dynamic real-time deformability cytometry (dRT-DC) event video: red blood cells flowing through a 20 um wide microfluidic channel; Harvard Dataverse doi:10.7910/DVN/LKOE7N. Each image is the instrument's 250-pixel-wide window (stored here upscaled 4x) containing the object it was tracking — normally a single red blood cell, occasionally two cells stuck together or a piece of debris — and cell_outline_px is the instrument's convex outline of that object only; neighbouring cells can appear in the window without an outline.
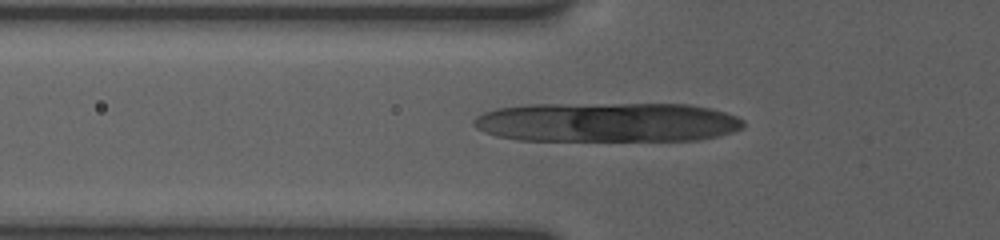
{"species": "human", "species_latin": "Homo sapiens", "temperature_condition": "room temperature", "stored_images_in_passage": 31, "camera_frame_rate_fps": 3000, "um_per_image_px": 0.085, "donor": {"sex": "female"}, "frame": {"image": 1, "passage_image": 3, "time_ms": 0.333, "image_size_px": [1000, 240], "cell_outline_px": [[744, 124], [740, 128], [732, 132], [716, 136], [696, 140], [516, 140], [496, 136], [484, 132], [476, 128], [472, 124], [472, 120], [476, 116], [484, 112], [496, 108], [524, 104], [688, 104], [708, 108], [724, 112], [736, 116], [744, 120]], "centroid_in_image_um": [51.54, 10.38], "position_along_channel_um": 74.3, "area_um2": 62.42}}